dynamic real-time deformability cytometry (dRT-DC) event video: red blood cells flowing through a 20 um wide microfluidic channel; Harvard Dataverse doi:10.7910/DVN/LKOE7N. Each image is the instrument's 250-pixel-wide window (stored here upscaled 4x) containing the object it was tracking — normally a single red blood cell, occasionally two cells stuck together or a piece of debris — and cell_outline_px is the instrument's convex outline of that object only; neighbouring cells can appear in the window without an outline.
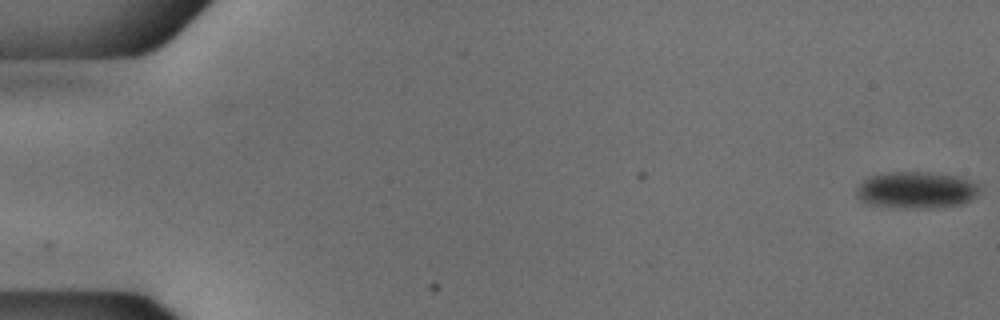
{"species": "common noctule bat (a hibernating species)", "species_latin": "Nyctalus noctula", "temperature_condition": "cold", "stored_images_in_passage": 5, "camera_frame_rate_fps": 3000, "um_per_image_px": 0.085, "animal": {"sex": "male", "body_mass_g": 18.8}, "frame": {"image": 1, "passage_image": 5, "time_ms": 1.333, "image_size_px": [1000, 320], "cell_outline_px": [[980, 188], [976, 196], [960, 204], [924, 208], [916, 208], [868, 204], [860, 200], [856, 196], [856, 188], [868, 176], [884, 172], [932, 172], [956, 176], [968, 180], [976, 184]], "centroid_in_image_um": [77.83, 16.13], "position_along_channel_um": 7.2, "area_um2": 26.07}}